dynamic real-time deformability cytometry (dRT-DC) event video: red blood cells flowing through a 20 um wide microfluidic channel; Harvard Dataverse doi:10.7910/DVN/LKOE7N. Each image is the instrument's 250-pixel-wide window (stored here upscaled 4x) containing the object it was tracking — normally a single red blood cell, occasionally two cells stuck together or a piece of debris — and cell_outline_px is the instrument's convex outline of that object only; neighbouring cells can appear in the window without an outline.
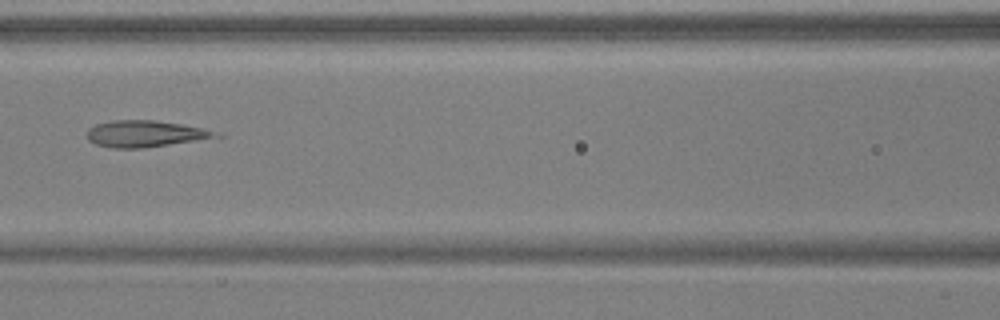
{"species": "common noctule bat (a hibernating species)", "species_latin": "Nyctalus noctula", "temperature_condition": "warm", "stored_images_in_passage": 5, "camera_frame_rate_fps": 3000, "um_per_image_px": 0.085, "animal": {"sex": "male", "body_mass_g": 17.9, "forearm_length_mm": 54.2}, "frame": {"image": 1, "passage_image": 5, "time_ms": 1.333, "image_size_px": [1000, 320], "cell_outline_px": [[224, 136], [144, 148], [112, 148], [96, 144], [88, 140], [88, 128], [96, 124], [112, 120], [156, 120], [180, 124], [220, 132]], "centroid_in_image_um": [12.34, 11.37], "position_along_channel_um": 154.3, "area_um2": 19.83}}